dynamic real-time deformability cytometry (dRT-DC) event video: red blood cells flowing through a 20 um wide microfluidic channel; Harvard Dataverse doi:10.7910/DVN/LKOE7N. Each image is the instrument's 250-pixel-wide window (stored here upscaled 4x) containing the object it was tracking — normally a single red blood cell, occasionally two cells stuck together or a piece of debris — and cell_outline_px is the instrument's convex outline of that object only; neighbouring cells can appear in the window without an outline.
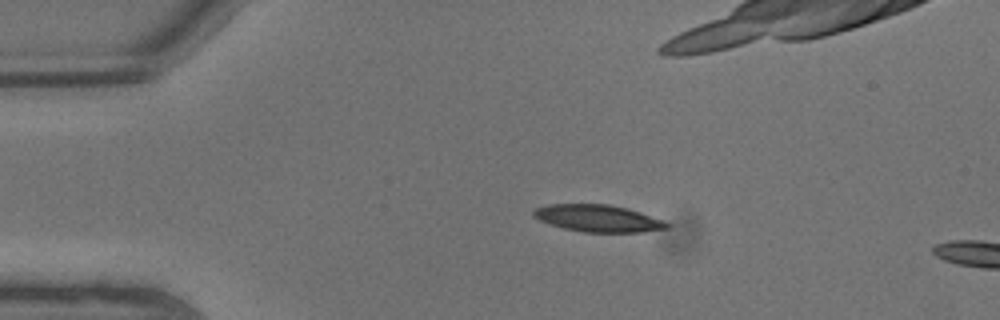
{"species": "common noctule bat (a hibernating species)", "species_latin": "Nyctalus noctula", "temperature_condition": "warm", "stored_images_in_passage": 8, "segment_of_instrument_passage": [1, 2], "camera_frame_rate_fps": 3000, "um_per_image_px": 0.085, "animal": {"sex": "male", "body_mass_g": 13.3}, "frame": {"image": 1, "passage_image": 4, "time_ms": 1.0, "image_size_px": [1000, 320], "cell_outline_px": [[672, 228], [644, 232], [584, 232], [564, 228], [540, 220], [532, 216], [532, 212], [536, 208], [548, 204], [608, 204], [628, 208], [664, 220], [672, 224]], "centroid_in_image_um": [50.91, 18.56], "position_along_channel_um": 34.1, "area_um2": 21.15}}
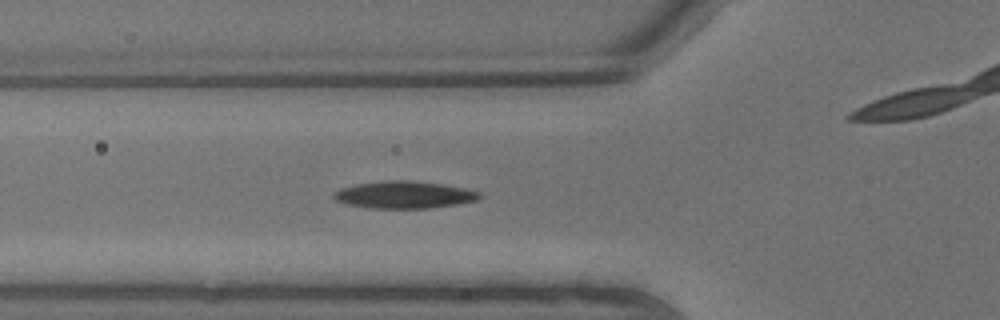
{"frame": {"image": 2, "passage_image": 7, "time_ms": 2.0, "image_size_px": [1000, 320], "cell_outline_px": [[484, 196], [476, 200], [456, 204], [428, 208], [368, 208], [348, 204], [336, 200], [332, 196], [340, 188], [356, 184], [384, 180], [408, 180], [444, 184], [464, 188], [480, 192]], "centroid_in_image_um": [34.37, 16.55], "position_along_channel_um": 91.4, "area_um2": 23.06}}